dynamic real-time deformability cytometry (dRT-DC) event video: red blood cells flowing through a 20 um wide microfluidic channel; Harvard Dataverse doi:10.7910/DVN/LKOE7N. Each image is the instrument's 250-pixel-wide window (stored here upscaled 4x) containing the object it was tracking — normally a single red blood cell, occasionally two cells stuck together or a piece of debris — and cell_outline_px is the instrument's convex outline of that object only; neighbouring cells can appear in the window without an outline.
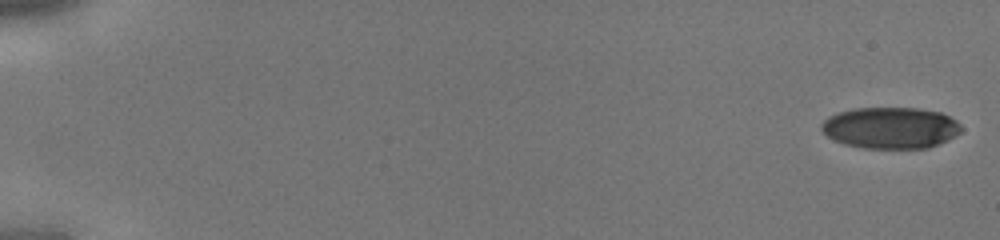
{"species": "human", "species_latin": "Homo sapiens", "temperature_condition": "cold", "stored_images_in_passage": 44, "camera_frame_rate_fps": 3000, "um_per_image_px": 0.085, "donor": {"sex": "male"}, "frame": {"image": 1, "passage_image": 1, "time_ms": 0.0, "image_size_px": [1000, 240], "cell_outline_px": [[964, 128], [956, 136], [948, 140], [928, 148], [864, 148], [844, 144], [828, 136], [820, 128], [820, 124], [828, 116], [836, 112], [856, 108], [916, 108], [940, 112], [956, 120]], "centroid_in_image_um": [75.71, 10.86], "position_along_channel_um": 9.3, "area_um2": 33.87}}
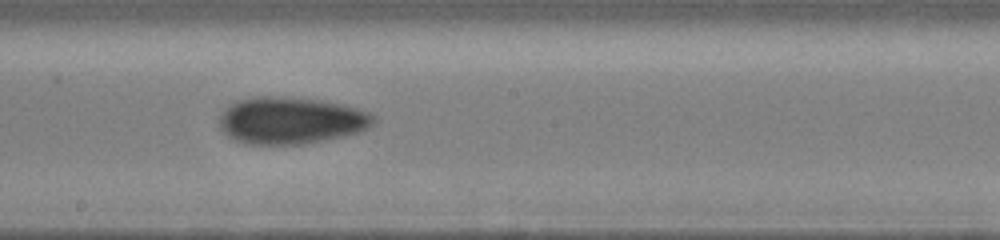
{"frame": {"image": 2, "passage_image": 26, "time_ms": 8.333, "image_size_px": [1000, 240], "cell_outline_px": [[376, 124], [360, 132], [344, 136], [324, 140], [300, 144], [244, 144], [228, 136], [220, 128], [220, 116], [224, 108], [236, 100], [252, 96], [284, 96], [320, 100], [344, 104], [368, 112], [376, 116]], "centroid_in_image_um": [24.74, 10.23], "position_along_channel_um": 223.5, "area_um2": 42.66}}
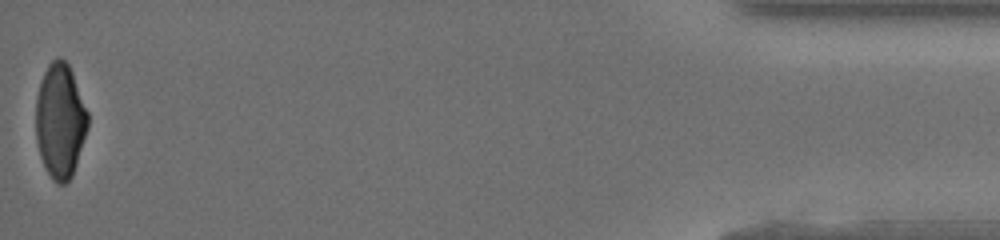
{"frame": {"image": 3, "passage_image": 44, "time_ms": 14.333, "image_size_px": [1000, 240], "cell_outline_px": [[88, 128], [72, 176], [64, 184], [56, 184], [52, 180], [40, 156], [36, 140], [36, 96], [44, 72], [48, 64], [56, 56], [60, 56], [68, 64], [72, 72], [88, 112]], "centroid_in_image_um": [5.11, 10.26], "position_along_channel_um": 430.1, "area_um2": 34.74}}